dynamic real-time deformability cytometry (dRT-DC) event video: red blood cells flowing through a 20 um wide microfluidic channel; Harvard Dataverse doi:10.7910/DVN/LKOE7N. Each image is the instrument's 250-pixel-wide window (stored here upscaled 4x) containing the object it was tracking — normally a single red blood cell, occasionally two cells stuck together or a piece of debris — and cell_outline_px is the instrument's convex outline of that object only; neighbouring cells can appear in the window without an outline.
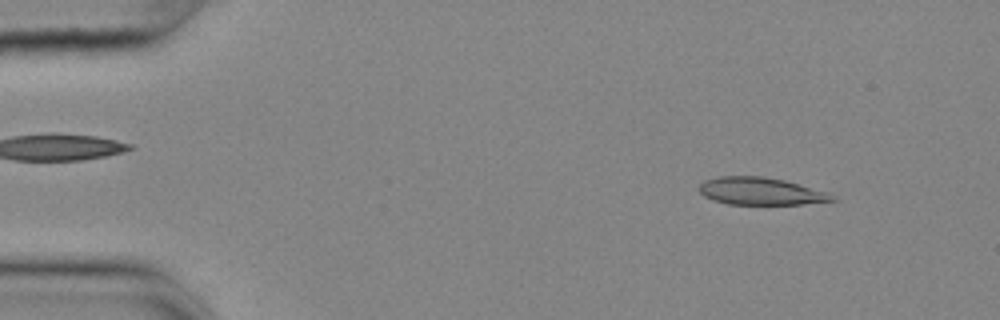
{"species": "common noctule bat (a hibernating species)", "species_latin": "Nyctalus noctula", "temperature_condition": "cold", "stored_images_in_passage": 56, "segment_of_instrument_passage": [1, 2], "camera_frame_rate_fps": 3000, "um_per_image_px": 0.085, "animal": {"sex": "female", "body_mass_g": 25.1}, "frame": {"image": 1, "passage_image": 6, "time_ms": 1.667, "image_size_px": [1000, 320], "cell_outline_px": [[840, 200], [800, 204], [728, 204], [712, 200], [704, 196], [700, 192], [700, 184], [704, 180], [720, 176], [764, 176], [784, 180], [828, 192], [836, 196]], "centroid_in_image_um": [64.69, 16.25], "position_along_channel_um": 20.3, "area_um2": 21.33}}
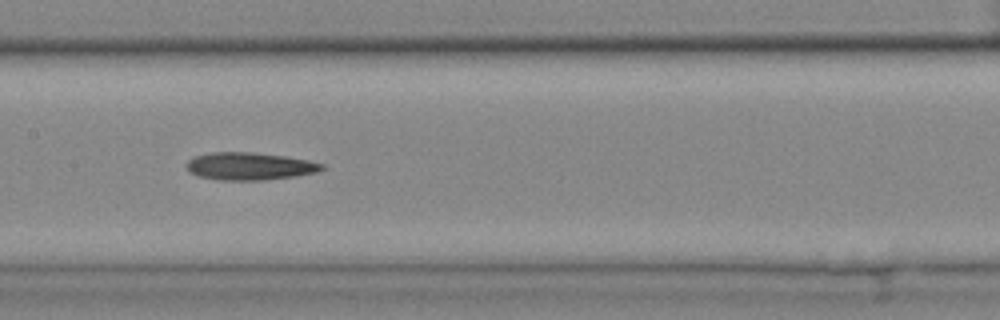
{"frame": {"image": 2, "passage_image": 27, "time_ms": 8.667, "image_size_px": [1000, 320], "cell_outline_px": [[324, 168], [316, 172], [296, 176], [260, 180], [220, 180], [200, 176], [188, 172], [188, 160], [196, 156], [212, 152], [252, 152], [284, 156], [308, 160], [324, 164]], "centroid_in_image_um": [21.23, 14.12], "position_along_channel_um": 186.2, "area_um2": 21.5}}
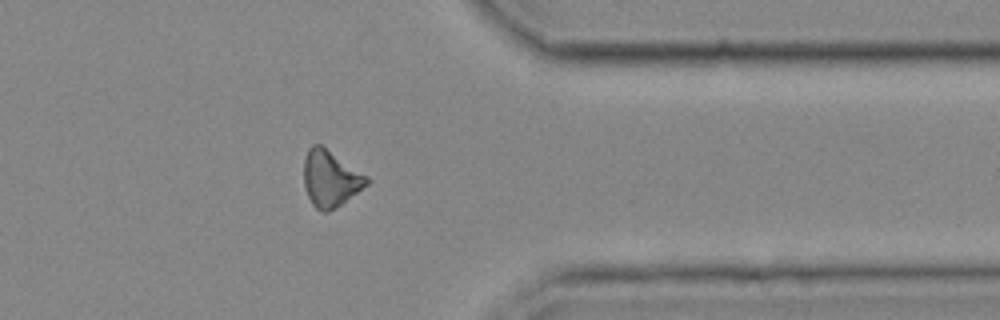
{"frame": {"image": 3, "passage_image": 44, "time_ms": 14.333, "image_size_px": [1000, 320], "cell_outline_px": [[372, 180], [368, 184], [340, 204], [328, 212], [320, 212], [312, 204], [308, 196], [304, 184], [304, 160], [308, 148], [312, 144], [320, 144], [368, 176]], "centroid_in_image_um": [28.08, 15.17], "position_along_channel_um": 383.3, "area_um2": 20.46}}